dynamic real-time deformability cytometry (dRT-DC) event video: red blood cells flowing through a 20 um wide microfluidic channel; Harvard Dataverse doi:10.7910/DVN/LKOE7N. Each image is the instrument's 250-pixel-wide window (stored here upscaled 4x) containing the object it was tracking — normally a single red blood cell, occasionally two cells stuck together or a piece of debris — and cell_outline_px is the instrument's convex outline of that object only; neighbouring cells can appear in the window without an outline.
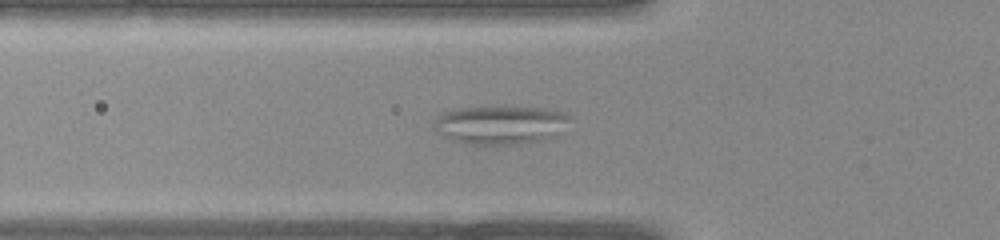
{"species": "common noctule bat (a hibernating species)", "species_latin": "Nyctalus noctula", "temperature_condition": "warm", "stored_images_in_passage": 43, "camera_frame_rate_fps": 3000, "um_per_image_px": 0.085, "animal": {"sex": "female", "body_mass_g": 22.0, "forearm_length_mm": 56.7}, "frame": {"image": 1, "passage_image": 15, "time_ms": 4.667, "image_size_px": [1000, 240], "cell_outline_px": [[572, 120], [556, 136], [540, 140], [512, 144], [472, 144], [452, 140], [444, 136], [436, 128], [436, 120], [440, 116], [456, 108], [548, 108], [564, 112], [572, 116]], "centroid_in_image_um": [42.65, 10.62], "position_along_channel_um": 83.2, "area_um2": 29.77}}
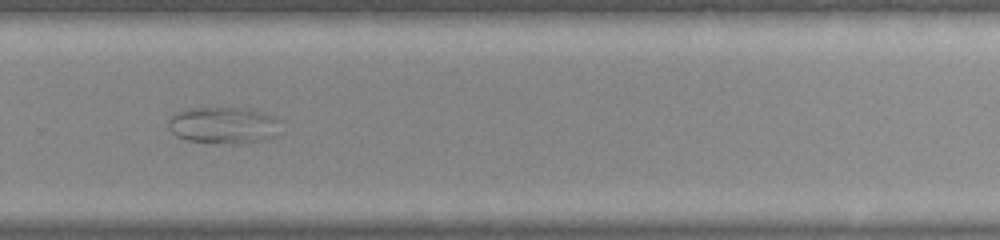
{"frame": {"image": 2, "passage_image": 29, "time_ms": 9.333, "image_size_px": [1000, 240], "cell_outline_px": [[284, 120], [272, 136], [268, 140], [236, 144], [224, 144], [188, 140], [176, 136], [168, 128], [168, 116], [176, 112], [188, 108], [240, 108], [260, 112], [276, 116]], "centroid_in_image_um": [18.99, 10.65], "position_along_channel_um": 310.8, "area_um2": 24.33}}
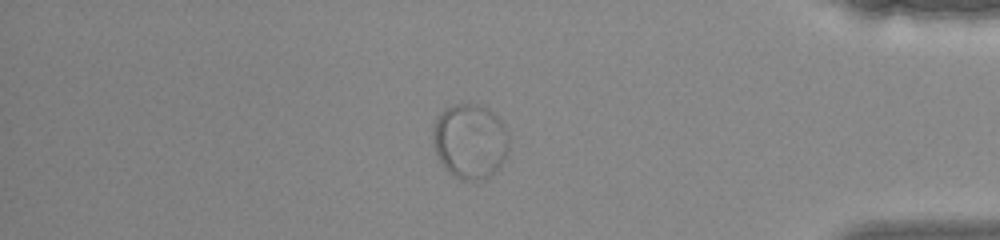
{"frame": {"image": 3, "passage_image": 36, "time_ms": 11.667, "image_size_px": [1000, 240], "cell_outline_px": [[508, 152], [500, 168], [496, 172], [484, 180], [464, 180], [448, 172], [444, 168], [432, 144], [432, 128], [436, 116], [440, 112], [452, 104], [480, 104], [488, 108], [504, 124], [508, 132]], "centroid_in_image_um": [39.95, 12.0], "position_along_channel_um": 395.3, "area_um2": 33.76}}